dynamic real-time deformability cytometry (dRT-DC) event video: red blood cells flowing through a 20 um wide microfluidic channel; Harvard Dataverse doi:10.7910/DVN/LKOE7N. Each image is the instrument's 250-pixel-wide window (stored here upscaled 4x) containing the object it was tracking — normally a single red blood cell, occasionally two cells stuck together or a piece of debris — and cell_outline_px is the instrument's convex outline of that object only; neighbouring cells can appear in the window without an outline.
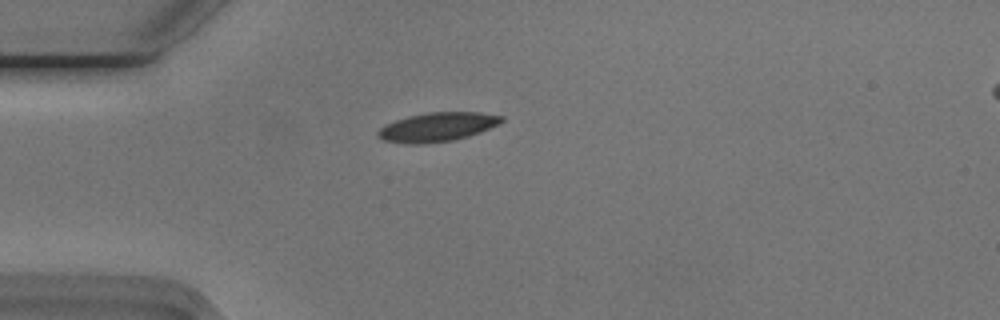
{"species": "Egyptian fruit bat (a non-hibernating species)", "species_latin": "Rousettus aegyptiacus", "temperature_condition": "cold", "stored_images_in_passage": 37, "camera_frame_rate_fps": 3000, "um_per_image_px": 0.085, "animal": {"sex": "male"}, "frame": {"image": 1, "passage_image": 3, "time_ms": 0.667, "image_size_px": [1000, 320], "cell_outline_px": [[504, 120], [500, 124], [480, 132], [468, 136], [452, 140], [416, 144], [408, 144], [384, 140], [376, 132], [380, 128], [396, 120], [408, 116], [428, 112], [480, 112], [504, 116]], "centroid_in_image_um": [37.22, 10.78], "position_along_channel_um": 47.8, "area_um2": 20.69}}
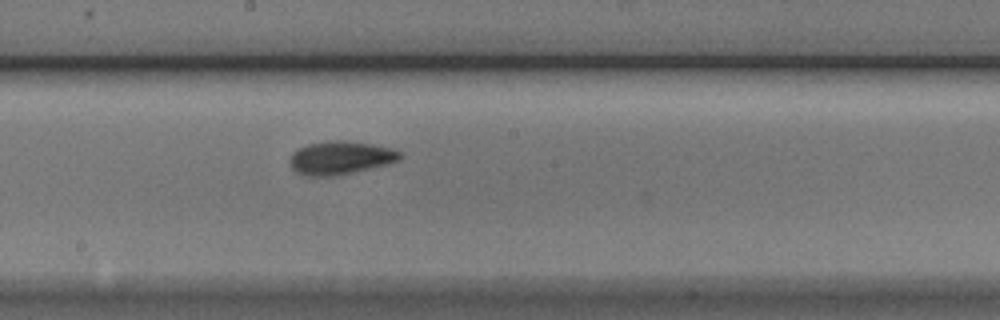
{"frame": {"image": 2, "passage_image": 18, "time_ms": 5.667, "image_size_px": [1000, 320], "cell_outline_px": [[400, 160], [388, 164], [340, 176], [308, 176], [296, 172], [292, 168], [288, 160], [292, 152], [296, 148], [308, 144], [328, 140], [344, 140], [372, 144], [388, 148], [400, 152]], "centroid_in_image_um": [28.88, 13.42], "position_along_channel_um": 219.3, "area_um2": 21.62}}
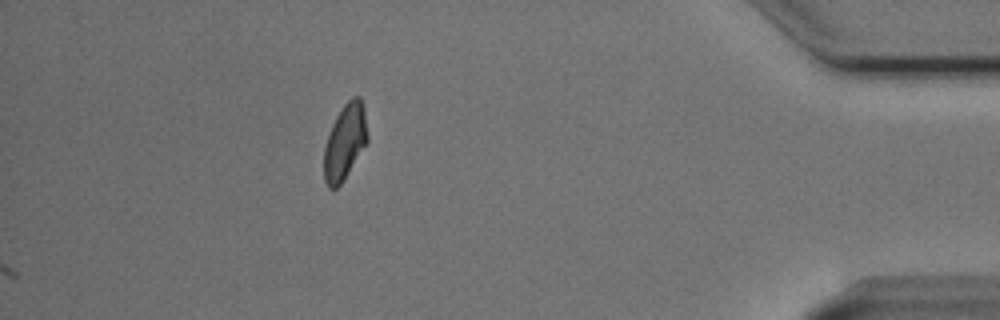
{"frame": {"image": 3, "passage_image": 37, "time_ms": 12.0, "image_size_px": [1000, 320], "cell_outline_px": [[368, 140], [344, 180], [336, 188], [328, 188], [324, 180], [324, 148], [332, 124], [336, 116], [344, 104], [352, 96], [360, 96], [364, 104], [368, 136]], "centroid_in_image_um": [29.33, 12.03], "position_along_channel_um": 405.9, "area_um2": 19.19}, "authors_computed_cell_mechanics": {"area_um2": 19.8832, "velocity_mm_per_s": 3.7413, "shape_relaxation_time_tau1_ms": 4.1312, "shape_relaxation_time_tau2_ms": 2.127, "deformation_change_tau1": 0.1274, "deformation_change_tau2": 0.0583}}